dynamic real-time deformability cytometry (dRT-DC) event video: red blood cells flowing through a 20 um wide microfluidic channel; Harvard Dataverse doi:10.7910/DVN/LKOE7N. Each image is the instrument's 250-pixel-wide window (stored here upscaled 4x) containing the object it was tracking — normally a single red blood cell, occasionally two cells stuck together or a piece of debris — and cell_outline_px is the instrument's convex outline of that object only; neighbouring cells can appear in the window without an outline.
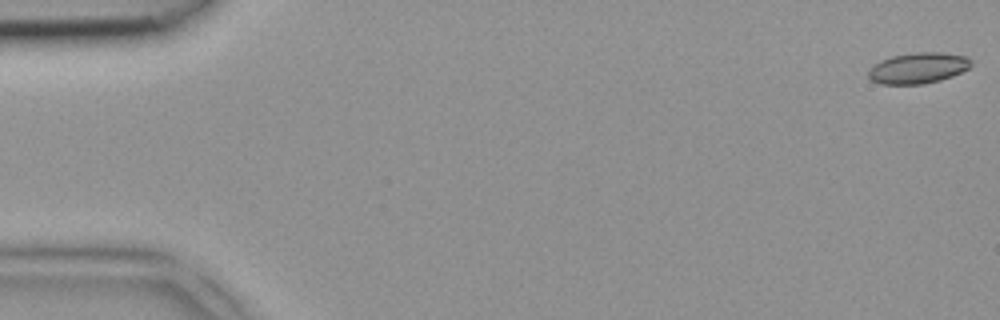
{"species": "common noctule bat (a hibernating species)", "species_latin": "Nyctalus noctula", "temperature_condition": "room temperature", "stored_images_in_passage": 3, "camera_frame_rate_fps": 3000, "um_per_image_px": 0.085, "animal": {"sex": "female", "body_mass_g": 18.4}, "frame": {"image": 1, "passage_image": 1, "time_ms": 0.0, "image_size_px": [1000, 320], "cell_outline_px": [[972, 64], [968, 68], [952, 76], [940, 80], [920, 84], [880, 84], [872, 80], [868, 76], [868, 68], [880, 60], [892, 56], [916, 52], [940, 52], [968, 56], [972, 60]], "centroid_in_image_um": [78.03, 5.77], "position_along_channel_um": 7.0, "area_um2": 18.55}}